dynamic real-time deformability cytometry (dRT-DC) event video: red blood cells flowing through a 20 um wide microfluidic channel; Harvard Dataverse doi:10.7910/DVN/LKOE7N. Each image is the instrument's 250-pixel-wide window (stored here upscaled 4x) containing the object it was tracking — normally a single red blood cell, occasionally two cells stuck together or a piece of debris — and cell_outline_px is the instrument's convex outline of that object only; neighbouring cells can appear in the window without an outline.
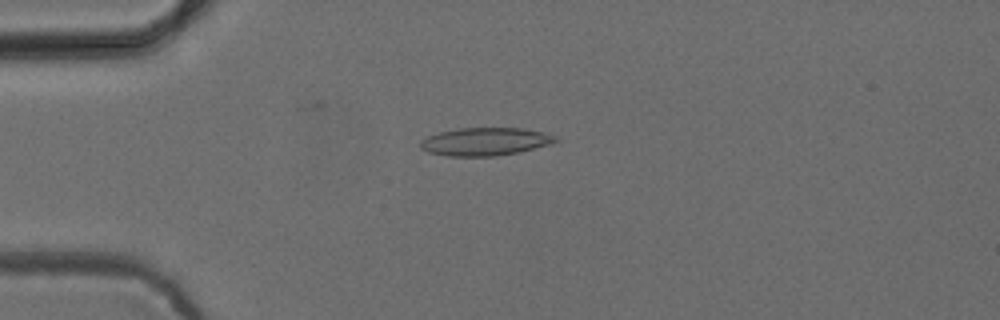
{"species": "common noctule bat (a hibernating species)", "species_latin": "Nyctalus noctula", "temperature_condition": "cold", "stored_images_in_passage": 52, "camera_frame_rate_fps": 3000, "um_per_image_px": 0.085, "animal": {"sex": "female", "body_mass_g": 24.6, "forearm_length_mm": 56.2}, "frame": {"image": 1, "passage_image": 13, "time_ms": 4.0, "image_size_px": [1000, 320], "cell_outline_px": [[560, 140], [552, 144], [516, 152], [496, 156], [448, 156], [428, 152], [420, 148], [420, 140], [428, 136], [440, 132], [460, 128], [524, 128], [544, 132], [556, 136]], "centroid_in_image_um": [41.25, 12.03], "position_along_channel_um": 43.7, "area_um2": 22.02}}
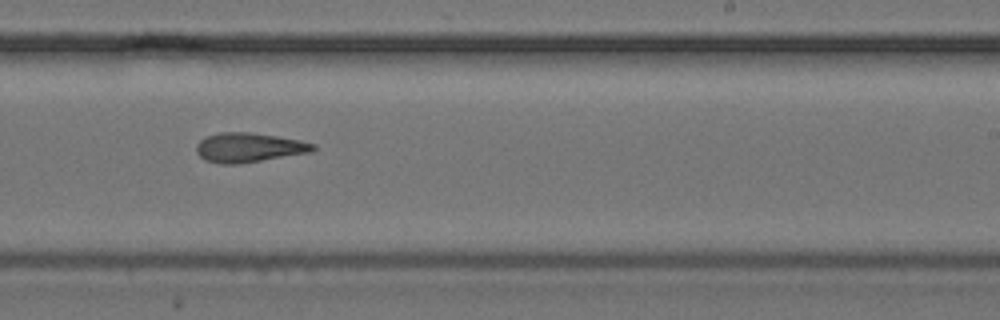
{"frame": {"image": 2, "passage_image": 32, "time_ms": 10.333, "image_size_px": [1000, 320], "cell_outline_px": [[316, 148], [312, 152], [236, 164], [220, 164], [204, 160], [196, 152], [196, 144], [204, 136], [220, 132], [248, 132], [276, 136], [300, 140], [316, 144]], "centroid_in_image_um": [21.12, 12.53], "position_along_channel_um": 267.9, "area_um2": 20.06}}
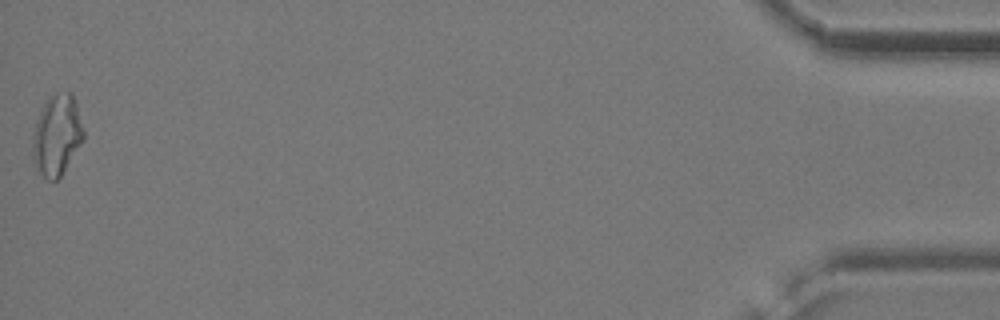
{"frame": {"image": 3, "passage_image": 52, "time_ms": 17.0, "image_size_px": [1000, 320], "cell_outline_px": [[84, 140], [60, 176], [56, 180], [48, 180], [36, 168], [32, 160], [32, 136], [36, 120], [40, 108], [48, 96], [56, 92], [72, 92], [84, 128]], "centroid_in_image_um": [4.82, 11.45], "position_along_channel_um": 430.4, "area_um2": 24.28}, "authors_computed_cell_mechanics": {"area_um2": 20.4034, "velocity_mm_per_s": 3.8981, "shape_relaxation_time_tau1_ms": null, "shape_relaxation_time_tau2_ms": 4.8494, "deformation_change_tau1": null, "deformation_change_tau2": 0.1708}}